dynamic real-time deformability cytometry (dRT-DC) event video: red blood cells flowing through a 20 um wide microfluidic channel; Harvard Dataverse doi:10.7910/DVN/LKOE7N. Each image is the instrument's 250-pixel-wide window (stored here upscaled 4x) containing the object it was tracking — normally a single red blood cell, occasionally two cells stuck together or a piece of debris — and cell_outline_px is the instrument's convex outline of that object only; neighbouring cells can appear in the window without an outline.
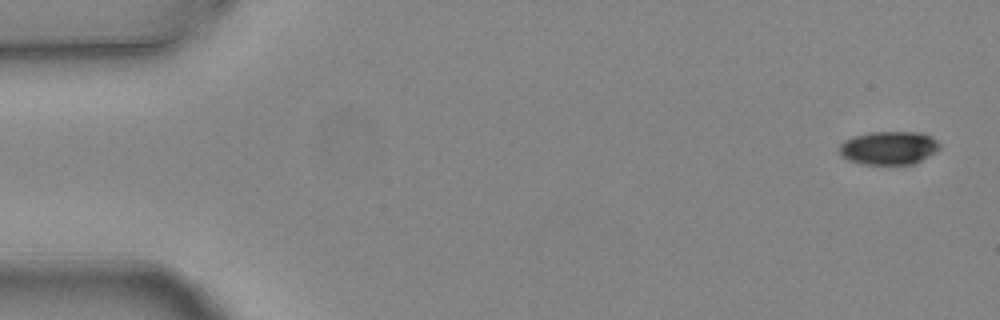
{"species": "common noctule bat (a hibernating species)", "species_latin": "Nyctalus noctula", "temperature_condition": "warm", "stored_images_in_passage": 5, "camera_frame_rate_fps": 3000, "um_per_image_px": 0.085, "animal": {"sex": "female", "body_mass_g": 24.6, "forearm_length_mm": 56.2}, "frame": {"image": 1, "passage_image": 1, "time_ms": 0.0, "image_size_px": [1000, 320], "cell_outline_px": [[940, 148], [936, 152], [916, 164], [864, 164], [848, 160], [840, 156], [840, 144], [844, 140], [852, 136], [868, 132], [920, 132], [936, 140], [940, 144]], "centroid_in_image_um": [75.54, 12.57], "position_along_channel_um": 9.5, "area_um2": 19.65}}
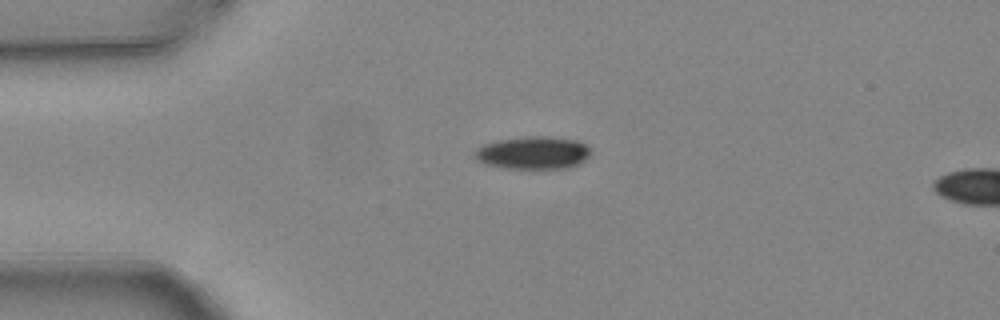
{"frame": {"image": 2, "passage_image": 4, "time_ms": 1.0, "image_size_px": [1000, 320], "cell_outline_px": [[592, 152], [584, 160], [568, 168], [504, 168], [484, 164], [476, 160], [476, 148], [484, 144], [496, 140], [524, 136], [548, 136], [580, 140]], "centroid_in_image_um": [45.3, 12.97], "position_along_channel_um": 39.7, "area_um2": 22.2}}